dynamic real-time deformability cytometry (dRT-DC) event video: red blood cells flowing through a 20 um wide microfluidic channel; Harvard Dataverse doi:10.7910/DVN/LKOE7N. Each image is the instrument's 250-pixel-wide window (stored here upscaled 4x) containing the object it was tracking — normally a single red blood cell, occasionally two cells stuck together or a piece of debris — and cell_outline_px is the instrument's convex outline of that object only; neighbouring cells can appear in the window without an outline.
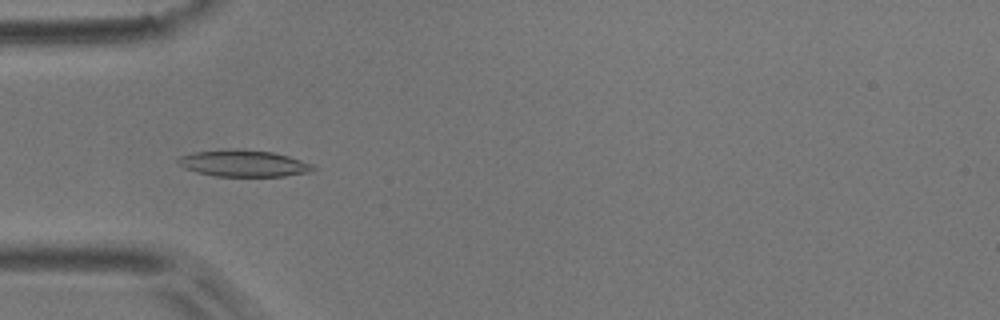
{"species": "common noctule bat (a hibernating species)", "species_latin": "Nyctalus noctula", "temperature_condition": "room temperature", "stored_images_in_passage": 9, "camera_frame_rate_fps": 3000, "um_per_image_px": 0.085, "animal": {"sex": "male", "body_mass_g": 17.9}, "frame": {"image": 1, "passage_image": 3, "time_ms": 2.0, "image_size_px": [1000, 320], "cell_outline_px": [[320, 168], [312, 172], [284, 176], [216, 176], [196, 172], [184, 168], [176, 164], [176, 160], [180, 156], [192, 152], [272, 152], [288, 156], [312, 164]], "centroid_in_image_um": [20.75, 13.95], "position_along_channel_um": 64.2, "area_um2": 20.06}}
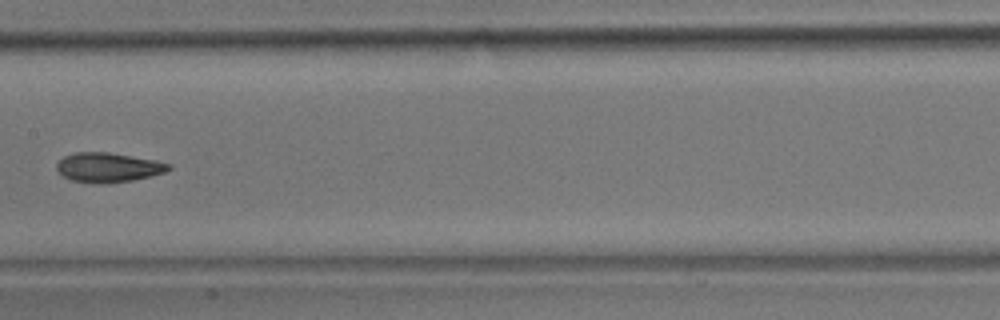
{"frame": {"image": 2, "passage_image": 6, "time_ms": 5.667, "image_size_px": [1000, 320], "cell_outline_px": [[172, 168], [164, 172], [132, 180], [104, 184], [96, 184], [72, 180], [64, 176], [56, 168], [56, 164], [64, 156], [76, 152], [108, 152], [156, 160], [172, 164]], "centroid_in_image_um": [9.2, 14.23], "position_along_channel_um": 198.2, "area_um2": 19.19}}
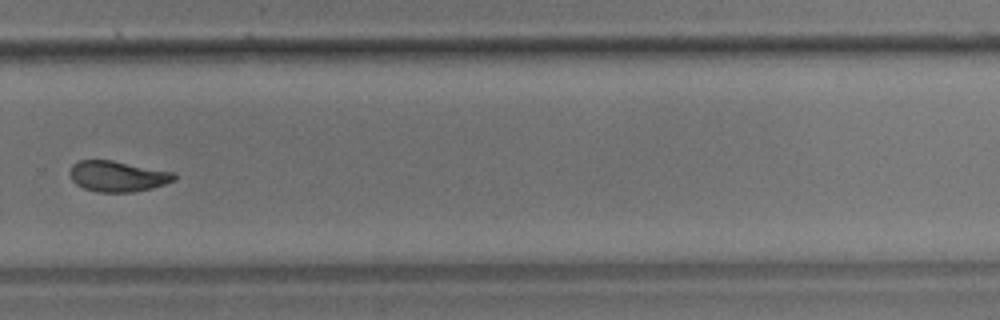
{"frame": {"image": 3, "passage_image": 9, "time_ms": 9.0, "image_size_px": [1000, 320], "cell_outline_px": [[176, 180], [152, 188], [132, 192], [96, 192], [84, 188], [76, 184], [72, 180], [68, 172], [72, 164], [80, 160], [112, 160], [172, 172], [176, 176]], "centroid_in_image_um": [9.96, 14.98], "position_along_channel_um": 319.8, "area_um2": 18.67}}